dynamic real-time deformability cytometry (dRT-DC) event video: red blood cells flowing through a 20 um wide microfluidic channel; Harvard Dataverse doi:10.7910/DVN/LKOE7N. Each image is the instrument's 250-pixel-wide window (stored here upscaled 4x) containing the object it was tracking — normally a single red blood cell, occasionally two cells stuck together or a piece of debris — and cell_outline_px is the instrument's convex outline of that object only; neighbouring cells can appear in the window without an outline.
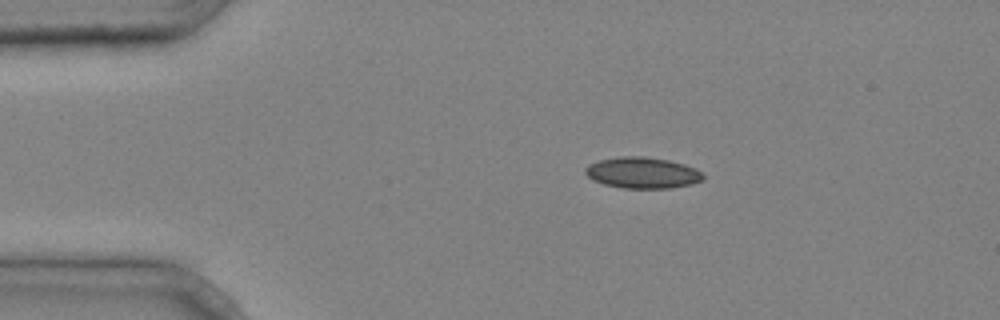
{"species": "common noctule bat (a hibernating species)", "species_latin": "Nyctalus noctula", "temperature_condition": "cold", "stored_images_in_passage": 2, "camera_frame_rate_fps": 3000, "um_per_image_px": 0.085, "animal": {"sex": "male", "body_mass_g": 20.4}, "frame": {"image": 1, "passage_image": 1, "time_ms": 0.0, "image_size_px": [1000, 320], "cell_outline_px": [[704, 180], [692, 184], [672, 188], [624, 188], [604, 184], [592, 180], [584, 172], [584, 168], [588, 164], [600, 160], [624, 156], [640, 156], [668, 160], [684, 164], [696, 168], [704, 176]], "centroid_in_image_um": [54.61, 14.69], "position_along_channel_um": 30.4, "area_um2": 21.39}}